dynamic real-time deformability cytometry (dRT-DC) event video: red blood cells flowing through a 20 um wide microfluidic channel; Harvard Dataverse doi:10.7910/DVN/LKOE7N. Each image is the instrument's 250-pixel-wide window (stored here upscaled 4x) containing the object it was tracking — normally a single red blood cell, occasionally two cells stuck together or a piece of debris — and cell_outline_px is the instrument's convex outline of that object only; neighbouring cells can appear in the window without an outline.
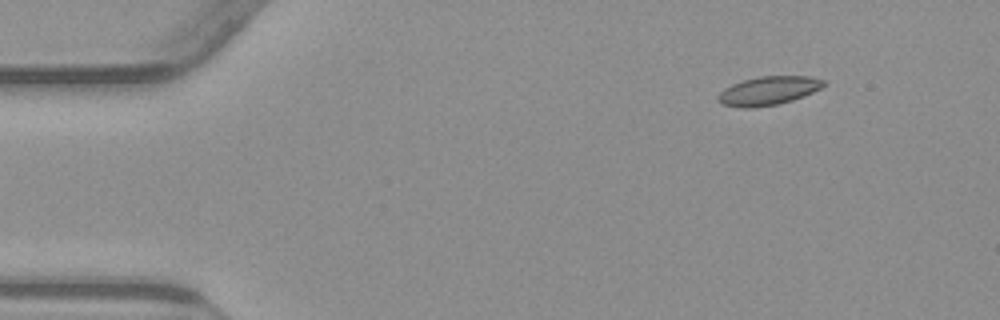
{"species": "common noctule bat (a hibernating species)", "species_latin": "Nyctalus noctula", "temperature_condition": "warm", "stored_images_in_passage": 49, "camera_frame_rate_fps": 3000, "um_per_image_px": 0.085, "animal": {"sex": "male", "body_mass_g": 23.1, "forearm_length_mm": 52.7}, "frame": {"image": 1, "passage_image": 1, "time_ms": 0.0, "image_size_px": [1000, 320], "cell_outline_px": [[828, 84], [804, 96], [792, 100], [776, 104], [756, 108], [740, 108], [720, 104], [716, 100], [716, 96], [724, 88], [732, 84], [744, 80], [760, 76], [808, 76], [824, 80]], "centroid_in_image_um": [65.27, 7.72], "position_along_channel_um": 19.7, "area_um2": 17.8}}
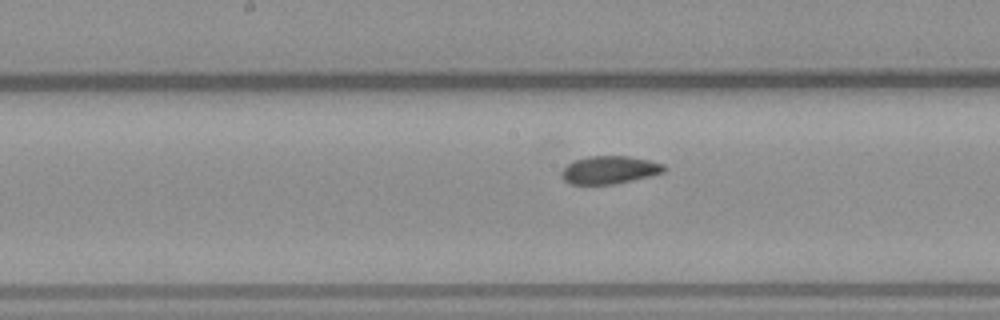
{"frame": {"image": 2, "passage_image": 22, "time_ms": 7.0, "image_size_px": [1000, 320], "cell_outline_px": [[668, 168], [664, 172], [632, 180], [612, 184], [568, 184], [560, 176], [560, 172], [568, 164], [576, 160], [588, 156], [628, 156], [648, 160], [664, 164]], "centroid_in_image_um": [51.79, 14.44], "position_along_channel_um": 196.4, "area_um2": 16.59}}
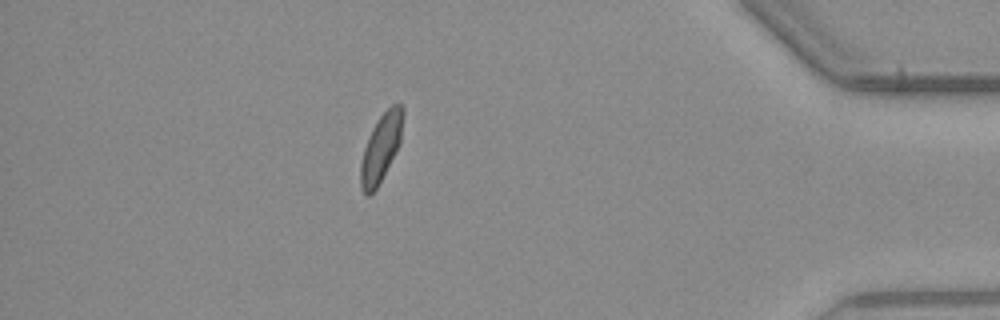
{"frame": {"image": 3, "passage_image": 42, "time_ms": 13.667, "image_size_px": [1000, 320], "cell_outline_px": [[404, 116], [400, 144], [376, 188], [368, 196], [360, 188], [360, 164], [364, 148], [372, 128], [380, 116], [392, 104], [400, 104], [404, 108]], "centroid_in_image_um": [32.39, 12.53], "position_along_channel_um": 402.8, "area_um2": 16.59}, "authors_computed_cell_mechanics": {"area_um2": 16.9932, "velocity_mm_per_s": 3.8207, "shape_relaxation_time_tau1_ms": 6.5928, "shape_relaxation_time_tau2_ms": 1.2756, "deformation_change_tau1": 0.1592, "deformation_change_tau2": 0.0516}}